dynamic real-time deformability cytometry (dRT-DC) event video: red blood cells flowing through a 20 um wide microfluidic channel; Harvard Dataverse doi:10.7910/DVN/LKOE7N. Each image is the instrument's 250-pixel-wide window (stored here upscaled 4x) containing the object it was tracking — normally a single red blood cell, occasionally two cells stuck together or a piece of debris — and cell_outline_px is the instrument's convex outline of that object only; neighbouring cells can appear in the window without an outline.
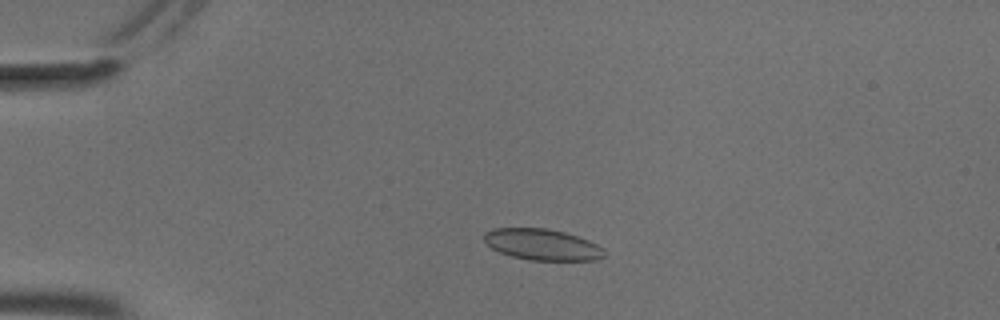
{"species": "common noctule bat (a hibernating species)", "species_latin": "Nyctalus noctula", "temperature_condition": "cold", "stored_images_in_passage": 53, "camera_frame_rate_fps": 3000, "um_per_image_px": 0.085, "animal": {"sex": "male", "body_mass_g": 18.8}, "frame": {"image": 1, "passage_image": 11, "time_ms": 3.333, "image_size_px": [1000, 320], "cell_outline_px": [[604, 256], [596, 260], [532, 260], [512, 256], [500, 252], [492, 248], [484, 240], [484, 232], [492, 228], [548, 228], [564, 232], [588, 240], [604, 248]], "centroid_in_image_um": [46.08, 20.78], "position_along_channel_um": 38.9, "area_um2": 21.73}}
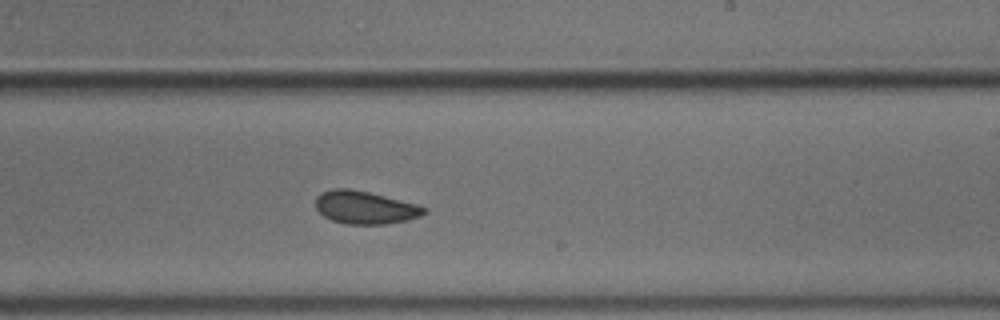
{"frame": {"image": 2, "passage_image": 32, "time_ms": 10.333, "image_size_px": [1000, 320], "cell_outline_px": [[428, 212], [420, 216], [408, 220], [384, 224], [344, 224], [332, 220], [324, 216], [316, 208], [316, 196], [320, 192], [332, 188], [348, 188], [368, 192], [420, 204], [428, 208]], "centroid_in_image_um": [31.06, 17.63], "position_along_channel_um": 257.9, "area_um2": 21.04}}
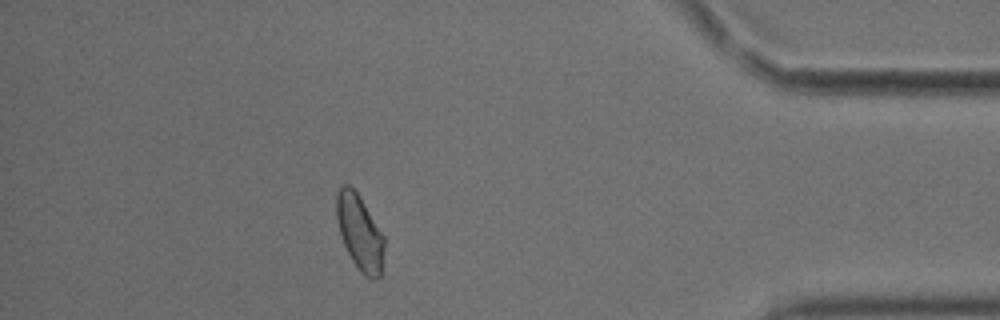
{"frame": {"image": 3, "passage_image": 47, "time_ms": 15.333, "image_size_px": [1000, 320], "cell_outline_px": [[384, 248], [380, 276], [372, 280], [364, 276], [360, 272], [352, 260], [344, 244], [340, 232], [336, 216], [336, 192], [340, 184], [348, 184], [356, 192], [384, 236]], "centroid_in_image_um": [30.56, 19.76], "position_along_channel_um": 404.6, "area_um2": 20.69}, "authors_computed_cell_mechanics": {"area_um2": 21.097, "velocity_mm_per_s": 3.6829, "shape_relaxation_time_tau1_ms": 2.7305, "shape_relaxation_time_tau2_ms": 1.9182, "deformation_change_tau1": 0.0705, "deformation_change_tau2": 0.0566}}